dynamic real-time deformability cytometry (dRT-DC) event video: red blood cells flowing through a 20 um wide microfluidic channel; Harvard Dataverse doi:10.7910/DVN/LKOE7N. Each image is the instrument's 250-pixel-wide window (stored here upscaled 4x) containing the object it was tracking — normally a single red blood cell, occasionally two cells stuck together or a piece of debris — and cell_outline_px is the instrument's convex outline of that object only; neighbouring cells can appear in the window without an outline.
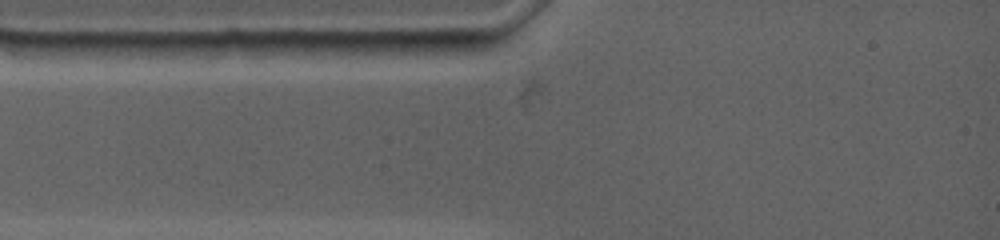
{"species": "common noctule bat (a hibernating species)", "species_latin": "Nyctalus noctula", "temperature_condition": "warm", "stored_images_in_passage": 1, "camera_frame_rate_fps": 4500, "um_per_image_px": 0.085, "animal": {"sex": "female", "body_mass_g": 19.0, "forearm_length_mm": 53.3}, "frame": {"image": 1, "passage_image": 1, "time_ms": 0.0, "image_size_px": [1000, 240], "cell_outline_px": [[388, 44], [380, 52], [272, 56], [264, 44], [272, 40], [388, 40]], "centroid_in_image_um": [27.51, 3.99], "position_along_channel_um": 57.5, "area_um2": 11.85}}